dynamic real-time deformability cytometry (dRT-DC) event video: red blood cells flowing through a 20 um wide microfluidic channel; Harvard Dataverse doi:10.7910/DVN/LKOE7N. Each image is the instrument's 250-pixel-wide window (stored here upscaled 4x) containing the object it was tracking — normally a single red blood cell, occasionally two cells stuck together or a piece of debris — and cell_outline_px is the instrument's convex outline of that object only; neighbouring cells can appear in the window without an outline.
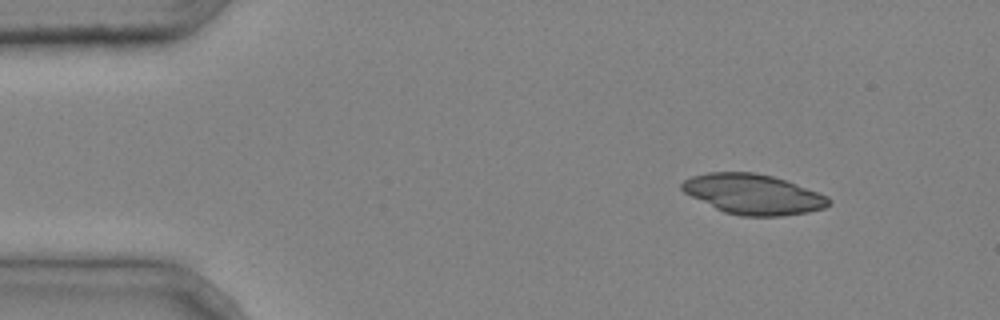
{"species": "common noctule bat (a hibernating species)", "species_latin": "Nyctalus noctula", "temperature_condition": "cold", "stored_images_in_passage": 3, "camera_frame_rate_fps": 3000, "um_per_image_px": 0.085, "animal": {"sex": "male", "body_mass_g": 20.4}, "frame": {"image": 1, "passage_image": 1, "time_ms": 0.0, "image_size_px": [1000, 320], "cell_outline_px": [[832, 200], [824, 208], [808, 212], [780, 216], [740, 216], [724, 212], [684, 192], [680, 188], [680, 184], [684, 180], [692, 176], [708, 172], [756, 172], [772, 176], [784, 180], [828, 196]], "centroid_in_image_um": [64.0, 16.5], "position_along_channel_um": 21.0, "area_um2": 34.04}}